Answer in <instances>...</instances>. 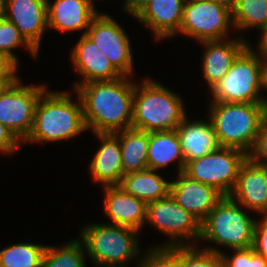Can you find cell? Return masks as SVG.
<instances>
[{
  "label": "cell",
  "instance_id": "6da1fadb",
  "mask_svg": "<svg viewBox=\"0 0 267 267\" xmlns=\"http://www.w3.org/2000/svg\"><path fill=\"white\" fill-rule=\"evenodd\" d=\"M131 78L84 83L75 90L82 100L87 131L116 133L131 128L135 91Z\"/></svg>",
  "mask_w": 267,
  "mask_h": 267
},
{
  "label": "cell",
  "instance_id": "7a4b0ae2",
  "mask_svg": "<svg viewBox=\"0 0 267 267\" xmlns=\"http://www.w3.org/2000/svg\"><path fill=\"white\" fill-rule=\"evenodd\" d=\"M74 93L76 100L69 91L46 90L37 102L31 133L23 143L62 142L87 131L82 100Z\"/></svg>",
  "mask_w": 267,
  "mask_h": 267
},
{
  "label": "cell",
  "instance_id": "3957f363",
  "mask_svg": "<svg viewBox=\"0 0 267 267\" xmlns=\"http://www.w3.org/2000/svg\"><path fill=\"white\" fill-rule=\"evenodd\" d=\"M163 85L149 78L135 82L131 128L146 132L175 130L187 116L181 96Z\"/></svg>",
  "mask_w": 267,
  "mask_h": 267
},
{
  "label": "cell",
  "instance_id": "277c9868",
  "mask_svg": "<svg viewBox=\"0 0 267 267\" xmlns=\"http://www.w3.org/2000/svg\"><path fill=\"white\" fill-rule=\"evenodd\" d=\"M209 103V119L220 147L236 148L248 155L267 119V103Z\"/></svg>",
  "mask_w": 267,
  "mask_h": 267
},
{
  "label": "cell",
  "instance_id": "5b68a950",
  "mask_svg": "<svg viewBox=\"0 0 267 267\" xmlns=\"http://www.w3.org/2000/svg\"><path fill=\"white\" fill-rule=\"evenodd\" d=\"M139 234L126 226L88 223L83 225L79 239L96 267H127L132 259L138 261L136 267H141L144 255L141 254Z\"/></svg>",
  "mask_w": 267,
  "mask_h": 267
},
{
  "label": "cell",
  "instance_id": "8992f818",
  "mask_svg": "<svg viewBox=\"0 0 267 267\" xmlns=\"http://www.w3.org/2000/svg\"><path fill=\"white\" fill-rule=\"evenodd\" d=\"M248 214L245 207L224 196L201 223L199 242L207 241L228 249L252 247L257 218Z\"/></svg>",
  "mask_w": 267,
  "mask_h": 267
},
{
  "label": "cell",
  "instance_id": "52a82bcc",
  "mask_svg": "<svg viewBox=\"0 0 267 267\" xmlns=\"http://www.w3.org/2000/svg\"><path fill=\"white\" fill-rule=\"evenodd\" d=\"M209 93L212 96L210 101L267 103V95H261L260 90L259 56L247 46Z\"/></svg>",
  "mask_w": 267,
  "mask_h": 267
},
{
  "label": "cell",
  "instance_id": "ba28073f",
  "mask_svg": "<svg viewBox=\"0 0 267 267\" xmlns=\"http://www.w3.org/2000/svg\"><path fill=\"white\" fill-rule=\"evenodd\" d=\"M168 236L165 244L151 248H171L198 245L201 235V223L188 211L179 206L172 196L158 199L147 204L146 222ZM195 242L192 244L191 242Z\"/></svg>",
  "mask_w": 267,
  "mask_h": 267
},
{
  "label": "cell",
  "instance_id": "9c48e42d",
  "mask_svg": "<svg viewBox=\"0 0 267 267\" xmlns=\"http://www.w3.org/2000/svg\"><path fill=\"white\" fill-rule=\"evenodd\" d=\"M247 158L242 150L219 147L189 161L183 173L192 180L214 187L223 196H230L236 186L239 169Z\"/></svg>",
  "mask_w": 267,
  "mask_h": 267
},
{
  "label": "cell",
  "instance_id": "30bf717a",
  "mask_svg": "<svg viewBox=\"0 0 267 267\" xmlns=\"http://www.w3.org/2000/svg\"><path fill=\"white\" fill-rule=\"evenodd\" d=\"M47 84H22L20 77L0 90V122L23 143L31 133L37 102Z\"/></svg>",
  "mask_w": 267,
  "mask_h": 267
},
{
  "label": "cell",
  "instance_id": "8fae6325",
  "mask_svg": "<svg viewBox=\"0 0 267 267\" xmlns=\"http://www.w3.org/2000/svg\"><path fill=\"white\" fill-rule=\"evenodd\" d=\"M232 9L211 0H185L179 34L195 41L230 38ZM231 29V30H230Z\"/></svg>",
  "mask_w": 267,
  "mask_h": 267
},
{
  "label": "cell",
  "instance_id": "7c38bea8",
  "mask_svg": "<svg viewBox=\"0 0 267 267\" xmlns=\"http://www.w3.org/2000/svg\"><path fill=\"white\" fill-rule=\"evenodd\" d=\"M85 35L99 47L122 76H133L135 67L131 42L118 21L109 14L99 12Z\"/></svg>",
  "mask_w": 267,
  "mask_h": 267
},
{
  "label": "cell",
  "instance_id": "4fadbf2b",
  "mask_svg": "<svg viewBox=\"0 0 267 267\" xmlns=\"http://www.w3.org/2000/svg\"><path fill=\"white\" fill-rule=\"evenodd\" d=\"M71 51L72 66L81 76L79 81L74 82L72 91L84 83L113 81L122 77L107 56L86 35H81Z\"/></svg>",
  "mask_w": 267,
  "mask_h": 267
},
{
  "label": "cell",
  "instance_id": "5bb4252c",
  "mask_svg": "<svg viewBox=\"0 0 267 267\" xmlns=\"http://www.w3.org/2000/svg\"><path fill=\"white\" fill-rule=\"evenodd\" d=\"M230 197L247 210L267 217V166L248 157L239 169Z\"/></svg>",
  "mask_w": 267,
  "mask_h": 267
},
{
  "label": "cell",
  "instance_id": "9a60e30c",
  "mask_svg": "<svg viewBox=\"0 0 267 267\" xmlns=\"http://www.w3.org/2000/svg\"><path fill=\"white\" fill-rule=\"evenodd\" d=\"M170 183V195L175 202L202 223L224 197L214 187L190 179L183 172Z\"/></svg>",
  "mask_w": 267,
  "mask_h": 267
},
{
  "label": "cell",
  "instance_id": "2e32d148",
  "mask_svg": "<svg viewBox=\"0 0 267 267\" xmlns=\"http://www.w3.org/2000/svg\"><path fill=\"white\" fill-rule=\"evenodd\" d=\"M6 19L39 53L42 35L48 29L47 0H7Z\"/></svg>",
  "mask_w": 267,
  "mask_h": 267
},
{
  "label": "cell",
  "instance_id": "e0dca14e",
  "mask_svg": "<svg viewBox=\"0 0 267 267\" xmlns=\"http://www.w3.org/2000/svg\"><path fill=\"white\" fill-rule=\"evenodd\" d=\"M203 46L201 71L211 90L230 70L233 61L248 46L244 36L199 42Z\"/></svg>",
  "mask_w": 267,
  "mask_h": 267
},
{
  "label": "cell",
  "instance_id": "ac0fdd59",
  "mask_svg": "<svg viewBox=\"0 0 267 267\" xmlns=\"http://www.w3.org/2000/svg\"><path fill=\"white\" fill-rule=\"evenodd\" d=\"M95 0H47L48 29L61 33L81 32L85 35L91 21L99 13Z\"/></svg>",
  "mask_w": 267,
  "mask_h": 267
},
{
  "label": "cell",
  "instance_id": "d6986e66",
  "mask_svg": "<svg viewBox=\"0 0 267 267\" xmlns=\"http://www.w3.org/2000/svg\"><path fill=\"white\" fill-rule=\"evenodd\" d=\"M185 0H150L134 17L158 40L174 37L180 30Z\"/></svg>",
  "mask_w": 267,
  "mask_h": 267
},
{
  "label": "cell",
  "instance_id": "ffe728a7",
  "mask_svg": "<svg viewBox=\"0 0 267 267\" xmlns=\"http://www.w3.org/2000/svg\"><path fill=\"white\" fill-rule=\"evenodd\" d=\"M104 213L110 224L126 226L141 231L145 226L147 204L125 192L120 186H104Z\"/></svg>",
  "mask_w": 267,
  "mask_h": 267
},
{
  "label": "cell",
  "instance_id": "44dd1931",
  "mask_svg": "<svg viewBox=\"0 0 267 267\" xmlns=\"http://www.w3.org/2000/svg\"><path fill=\"white\" fill-rule=\"evenodd\" d=\"M95 136L101 144L88 166L91 179L103 187L119 185L124 175L119 132L95 133Z\"/></svg>",
  "mask_w": 267,
  "mask_h": 267
},
{
  "label": "cell",
  "instance_id": "7402d4cb",
  "mask_svg": "<svg viewBox=\"0 0 267 267\" xmlns=\"http://www.w3.org/2000/svg\"><path fill=\"white\" fill-rule=\"evenodd\" d=\"M175 130L186 164L220 147L210 119L190 121L186 116Z\"/></svg>",
  "mask_w": 267,
  "mask_h": 267
},
{
  "label": "cell",
  "instance_id": "603a6c76",
  "mask_svg": "<svg viewBox=\"0 0 267 267\" xmlns=\"http://www.w3.org/2000/svg\"><path fill=\"white\" fill-rule=\"evenodd\" d=\"M148 169H165L177 163L178 174L184 172L186 163L176 130L149 132L147 155Z\"/></svg>",
  "mask_w": 267,
  "mask_h": 267
},
{
  "label": "cell",
  "instance_id": "cb8c5ba5",
  "mask_svg": "<svg viewBox=\"0 0 267 267\" xmlns=\"http://www.w3.org/2000/svg\"><path fill=\"white\" fill-rule=\"evenodd\" d=\"M170 183L171 181L165 180L158 170L146 169L124 174L118 186L148 204L168 196Z\"/></svg>",
  "mask_w": 267,
  "mask_h": 267
},
{
  "label": "cell",
  "instance_id": "d4e9b609",
  "mask_svg": "<svg viewBox=\"0 0 267 267\" xmlns=\"http://www.w3.org/2000/svg\"><path fill=\"white\" fill-rule=\"evenodd\" d=\"M123 174L148 169L149 132L134 128L119 131Z\"/></svg>",
  "mask_w": 267,
  "mask_h": 267
},
{
  "label": "cell",
  "instance_id": "484cf974",
  "mask_svg": "<svg viewBox=\"0 0 267 267\" xmlns=\"http://www.w3.org/2000/svg\"><path fill=\"white\" fill-rule=\"evenodd\" d=\"M234 30L240 32L267 27V0H235L232 8Z\"/></svg>",
  "mask_w": 267,
  "mask_h": 267
},
{
  "label": "cell",
  "instance_id": "4316f807",
  "mask_svg": "<svg viewBox=\"0 0 267 267\" xmlns=\"http://www.w3.org/2000/svg\"><path fill=\"white\" fill-rule=\"evenodd\" d=\"M85 254L84 244L78 238L58 247L47 245L41 267H86Z\"/></svg>",
  "mask_w": 267,
  "mask_h": 267
},
{
  "label": "cell",
  "instance_id": "83f0119b",
  "mask_svg": "<svg viewBox=\"0 0 267 267\" xmlns=\"http://www.w3.org/2000/svg\"><path fill=\"white\" fill-rule=\"evenodd\" d=\"M47 245L16 243L0 250V267H41Z\"/></svg>",
  "mask_w": 267,
  "mask_h": 267
},
{
  "label": "cell",
  "instance_id": "f1b7e54d",
  "mask_svg": "<svg viewBox=\"0 0 267 267\" xmlns=\"http://www.w3.org/2000/svg\"><path fill=\"white\" fill-rule=\"evenodd\" d=\"M37 58L38 52L25 40L19 29L8 19L0 20V53L6 55L18 67L20 65L18 56L14 53L18 47H23Z\"/></svg>",
  "mask_w": 267,
  "mask_h": 267
},
{
  "label": "cell",
  "instance_id": "f546056e",
  "mask_svg": "<svg viewBox=\"0 0 267 267\" xmlns=\"http://www.w3.org/2000/svg\"><path fill=\"white\" fill-rule=\"evenodd\" d=\"M182 246V267H224L220 248Z\"/></svg>",
  "mask_w": 267,
  "mask_h": 267
},
{
  "label": "cell",
  "instance_id": "4dcf8cb0",
  "mask_svg": "<svg viewBox=\"0 0 267 267\" xmlns=\"http://www.w3.org/2000/svg\"><path fill=\"white\" fill-rule=\"evenodd\" d=\"M141 267H182V246L147 248Z\"/></svg>",
  "mask_w": 267,
  "mask_h": 267
},
{
  "label": "cell",
  "instance_id": "1f68e13d",
  "mask_svg": "<svg viewBox=\"0 0 267 267\" xmlns=\"http://www.w3.org/2000/svg\"><path fill=\"white\" fill-rule=\"evenodd\" d=\"M248 157L258 164L267 166V119L260 126L255 145Z\"/></svg>",
  "mask_w": 267,
  "mask_h": 267
},
{
  "label": "cell",
  "instance_id": "d6a6232c",
  "mask_svg": "<svg viewBox=\"0 0 267 267\" xmlns=\"http://www.w3.org/2000/svg\"><path fill=\"white\" fill-rule=\"evenodd\" d=\"M257 219L254 231L253 248L256 253L267 259V217ZM259 220V221H258Z\"/></svg>",
  "mask_w": 267,
  "mask_h": 267
},
{
  "label": "cell",
  "instance_id": "836d02e7",
  "mask_svg": "<svg viewBox=\"0 0 267 267\" xmlns=\"http://www.w3.org/2000/svg\"><path fill=\"white\" fill-rule=\"evenodd\" d=\"M231 250L232 256L220 253L224 267H250V247Z\"/></svg>",
  "mask_w": 267,
  "mask_h": 267
},
{
  "label": "cell",
  "instance_id": "e575fe53",
  "mask_svg": "<svg viewBox=\"0 0 267 267\" xmlns=\"http://www.w3.org/2000/svg\"><path fill=\"white\" fill-rule=\"evenodd\" d=\"M22 144L15 135L0 122V152L5 155H14Z\"/></svg>",
  "mask_w": 267,
  "mask_h": 267
},
{
  "label": "cell",
  "instance_id": "d590c367",
  "mask_svg": "<svg viewBox=\"0 0 267 267\" xmlns=\"http://www.w3.org/2000/svg\"><path fill=\"white\" fill-rule=\"evenodd\" d=\"M12 60L0 53V83L3 86L11 84L16 78L17 71L20 70Z\"/></svg>",
  "mask_w": 267,
  "mask_h": 267
},
{
  "label": "cell",
  "instance_id": "8d00e7d4",
  "mask_svg": "<svg viewBox=\"0 0 267 267\" xmlns=\"http://www.w3.org/2000/svg\"><path fill=\"white\" fill-rule=\"evenodd\" d=\"M260 38L258 39V48L256 51L254 50L253 46L250 45L248 42V47L259 57H267V27L260 29Z\"/></svg>",
  "mask_w": 267,
  "mask_h": 267
},
{
  "label": "cell",
  "instance_id": "74e56055",
  "mask_svg": "<svg viewBox=\"0 0 267 267\" xmlns=\"http://www.w3.org/2000/svg\"><path fill=\"white\" fill-rule=\"evenodd\" d=\"M260 64V90L267 93V57H259Z\"/></svg>",
  "mask_w": 267,
  "mask_h": 267
},
{
  "label": "cell",
  "instance_id": "f35d334b",
  "mask_svg": "<svg viewBox=\"0 0 267 267\" xmlns=\"http://www.w3.org/2000/svg\"><path fill=\"white\" fill-rule=\"evenodd\" d=\"M250 267H267V259L250 247Z\"/></svg>",
  "mask_w": 267,
  "mask_h": 267
},
{
  "label": "cell",
  "instance_id": "ab89813d",
  "mask_svg": "<svg viewBox=\"0 0 267 267\" xmlns=\"http://www.w3.org/2000/svg\"><path fill=\"white\" fill-rule=\"evenodd\" d=\"M150 0H130V16L135 17Z\"/></svg>",
  "mask_w": 267,
  "mask_h": 267
},
{
  "label": "cell",
  "instance_id": "60d3db41",
  "mask_svg": "<svg viewBox=\"0 0 267 267\" xmlns=\"http://www.w3.org/2000/svg\"><path fill=\"white\" fill-rule=\"evenodd\" d=\"M7 0H0V20L6 19Z\"/></svg>",
  "mask_w": 267,
  "mask_h": 267
},
{
  "label": "cell",
  "instance_id": "b9f144b4",
  "mask_svg": "<svg viewBox=\"0 0 267 267\" xmlns=\"http://www.w3.org/2000/svg\"><path fill=\"white\" fill-rule=\"evenodd\" d=\"M211 1H214L215 3L221 4L223 6H227L232 9L235 0H211Z\"/></svg>",
  "mask_w": 267,
  "mask_h": 267
},
{
  "label": "cell",
  "instance_id": "7bdbcfd3",
  "mask_svg": "<svg viewBox=\"0 0 267 267\" xmlns=\"http://www.w3.org/2000/svg\"><path fill=\"white\" fill-rule=\"evenodd\" d=\"M98 1V0H97ZM122 9L130 15V0H124Z\"/></svg>",
  "mask_w": 267,
  "mask_h": 267
},
{
  "label": "cell",
  "instance_id": "ee69618b",
  "mask_svg": "<svg viewBox=\"0 0 267 267\" xmlns=\"http://www.w3.org/2000/svg\"><path fill=\"white\" fill-rule=\"evenodd\" d=\"M4 86L0 83V90L3 88Z\"/></svg>",
  "mask_w": 267,
  "mask_h": 267
}]
</instances>
